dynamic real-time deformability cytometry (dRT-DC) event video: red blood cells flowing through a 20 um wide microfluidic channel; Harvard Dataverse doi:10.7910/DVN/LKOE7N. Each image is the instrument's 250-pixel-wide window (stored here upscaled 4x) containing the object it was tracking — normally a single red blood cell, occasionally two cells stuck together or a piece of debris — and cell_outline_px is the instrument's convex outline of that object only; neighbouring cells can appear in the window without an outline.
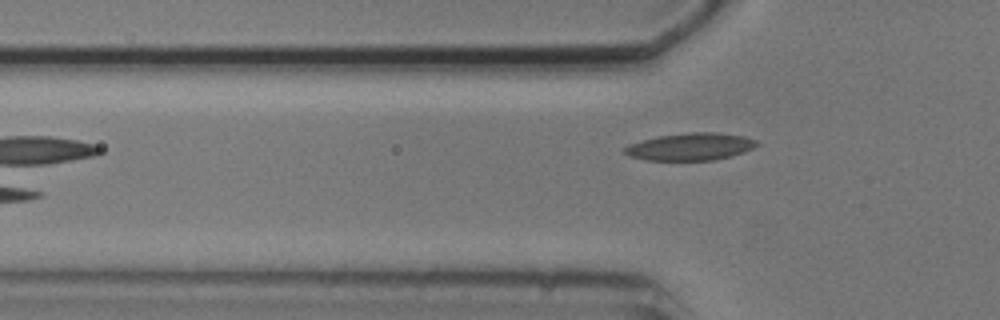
{"species": "common noctule bat (a hibernating species)", "species_latin": "Nyctalus noctula", "temperature_condition": "cold", "stored_images_in_passage": 5, "camera_frame_rate_fps": 3000, "um_per_image_px": 0.085, "animal": {"sex": "male", "body_mass_g": 20.5, "forearm_length_mm": 52.5}, "frame": {"image": 1, "passage_image": 5, "time_ms": 5.0, "image_size_px": [1000, 320], "cell_outline_px": [[760, 144], [744, 152], [732, 156], [712, 160], [644, 160], [628, 156], [624, 152], [624, 148], [632, 144], [644, 140], [660, 136], [688, 132], [716, 132], [744, 136], [756, 140]], "centroid_in_image_um": [58.72, 12.47], "position_along_channel_um": 67.1, "area_um2": 20.92}}